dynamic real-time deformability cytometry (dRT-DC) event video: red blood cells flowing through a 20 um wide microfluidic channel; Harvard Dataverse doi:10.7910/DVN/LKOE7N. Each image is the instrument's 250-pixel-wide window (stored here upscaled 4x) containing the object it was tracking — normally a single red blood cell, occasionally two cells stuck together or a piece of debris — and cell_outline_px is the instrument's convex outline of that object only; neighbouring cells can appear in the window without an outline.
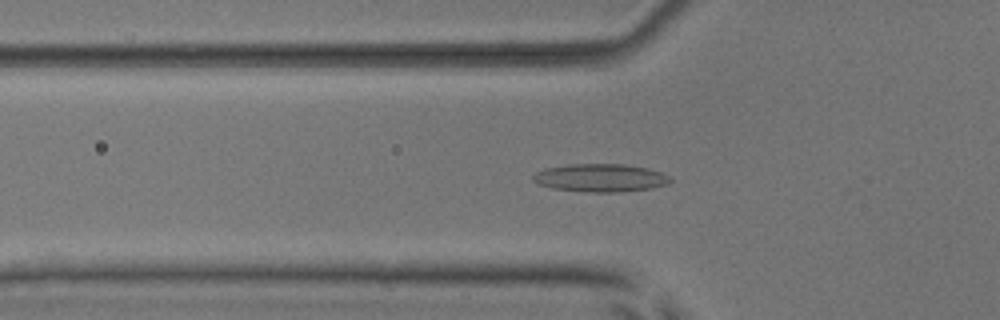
{"species": "common noctule bat (a hibernating species)", "species_latin": "Nyctalus noctula", "temperature_condition": "room temperature", "stored_images_in_passage": 4, "camera_frame_rate_fps": 3000, "um_per_image_px": 0.085, "animal": {"sex": "male", "body_mass_g": 17.9, "forearm_length_mm": 54.2}, "frame": {"image": 1, "passage_image": 4, "time_ms": 1.0, "image_size_px": [1000, 320], "cell_outline_px": [[672, 180], [668, 184], [648, 188], [616, 192], [588, 192], [552, 188], [540, 184], [532, 180], [532, 176], [536, 172], [544, 168], [568, 164], [624, 164], [648, 168], [660, 172], [668, 176]], "centroid_in_image_um": [51.0, 15.11], "position_along_channel_um": 74.8, "area_um2": 22.25}}